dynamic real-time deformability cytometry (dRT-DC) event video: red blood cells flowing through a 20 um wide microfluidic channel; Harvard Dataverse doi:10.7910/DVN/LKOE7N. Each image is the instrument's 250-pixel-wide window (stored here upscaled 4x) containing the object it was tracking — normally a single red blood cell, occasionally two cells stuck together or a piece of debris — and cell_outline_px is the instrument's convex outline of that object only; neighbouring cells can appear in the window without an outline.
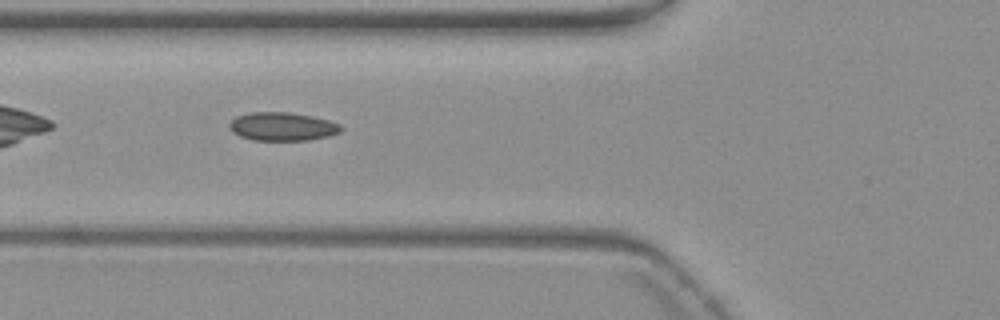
{"species": "common noctule bat (a hibernating species)", "species_latin": "Nyctalus noctula", "temperature_condition": "warm", "stored_images_in_passage": 35, "camera_frame_rate_fps": 3000, "um_per_image_px": 0.085, "animal": {"sex": "female", "body_mass_g": 19.3, "forearm_length_mm": 54.1}, "frame": {"image": 1, "passage_image": 5, "time_ms": 1.333, "image_size_px": [1000, 320], "cell_outline_px": [[344, 128], [340, 132], [328, 136], [308, 140], [252, 140], [240, 136], [232, 132], [228, 128], [228, 124], [236, 116], [252, 112], [288, 112], [312, 116], [328, 120], [340, 124]], "centroid_in_image_um": [23.99, 10.75], "position_along_channel_um": 101.8, "area_um2": 18.55}}
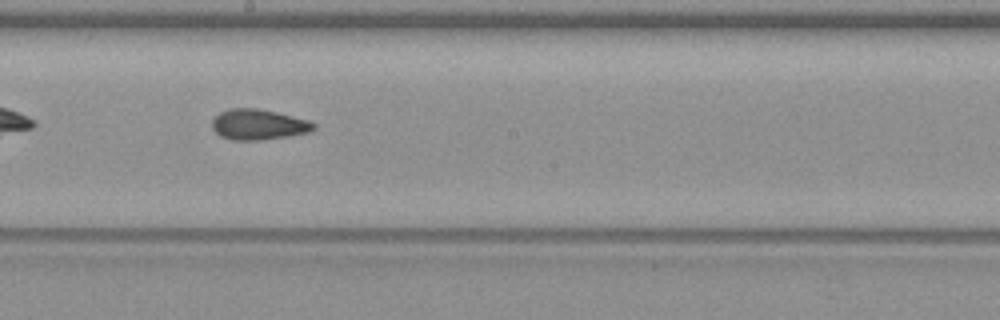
{"frame": {"image": 2, "passage_image": 15, "time_ms": 4.667, "image_size_px": [1000, 320], "cell_outline_px": [[316, 128], [308, 132], [288, 136], [260, 140], [232, 140], [220, 136], [212, 128], [212, 120], [220, 112], [232, 108], [256, 108], [276, 112], [308, 120], [316, 124]], "centroid_in_image_um": [21.95, 10.59], "position_along_channel_um": 226.2, "area_um2": 17.98}}
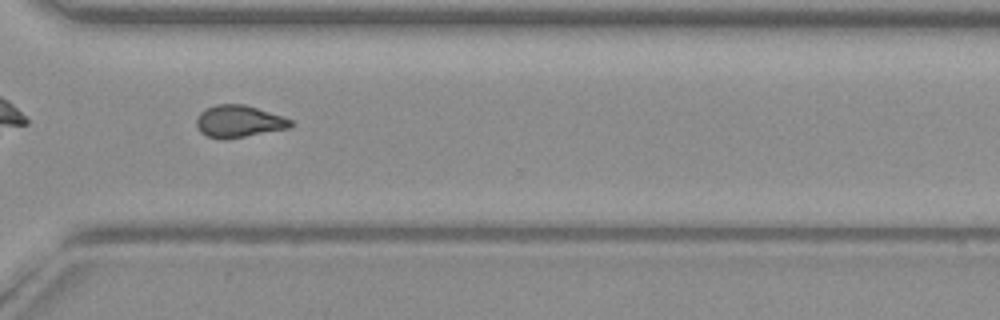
{"frame": {"image": 3, "passage_image": 25, "time_ms": 8.0, "image_size_px": [1000, 320], "cell_outline_px": [[292, 124], [288, 128], [224, 140], [208, 136], [200, 132], [196, 124], [196, 120], [200, 112], [216, 104], [244, 104], [284, 116], [292, 120]], "centroid_in_image_um": [20.29, 10.31], "position_along_channel_um": 350.3, "area_um2": 17.51}}